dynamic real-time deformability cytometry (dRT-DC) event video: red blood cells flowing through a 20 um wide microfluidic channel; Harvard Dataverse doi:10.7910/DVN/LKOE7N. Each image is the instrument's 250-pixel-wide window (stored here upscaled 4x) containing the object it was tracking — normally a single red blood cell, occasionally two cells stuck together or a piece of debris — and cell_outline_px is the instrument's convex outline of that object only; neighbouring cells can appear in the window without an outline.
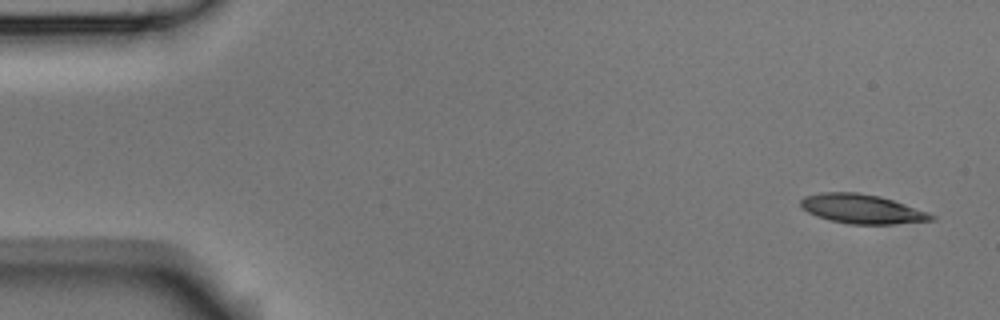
{"species": "Egyptian fruit bat (a non-hibernating species)", "species_latin": "Rousettus aegyptiacus", "temperature_condition": "room temperature", "stored_images_in_passage": 4, "camera_frame_rate_fps": 3000, "um_per_image_px": 0.085, "animal": {"sex": "male"}, "frame": {"image": 1, "passage_image": 1, "time_ms": 0.0, "image_size_px": [1000, 320], "cell_outline_px": [[936, 220], [896, 224], [848, 224], [828, 220], [816, 216], [808, 212], [800, 204], [800, 200], [804, 196], [820, 192], [856, 192], [880, 196], [928, 212], [936, 216]], "centroid_in_image_um": [73.26, 17.76], "position_along_channel_um": 11.7, "area_um2": 22.37}}
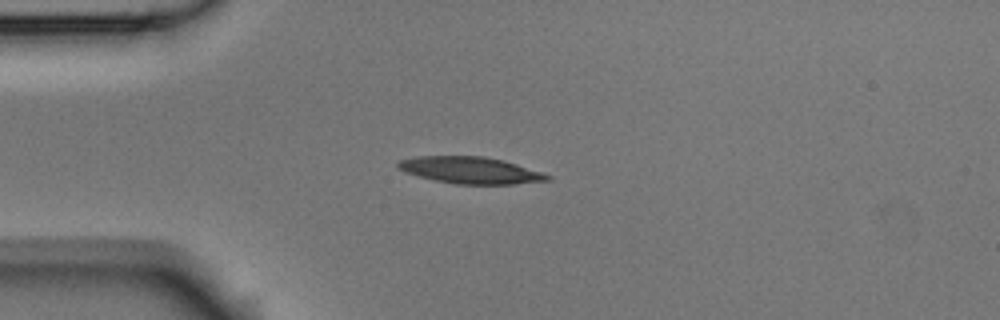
{"frame": {"image": 2, "passage_image": 4, "time_ms": 1.0, "image_size_px": [1000, 320], "cell_outline_px": [[552, 180], [512, 184], [456, 184], [436, 180], [420, 176], [396, 168], [396, 164], [400, 160], [416, 156], [484, 156], [504, 160], [552, 176]], "centroid_in_image_um": [39.99, 14.46], "position_along_channel_um": 45.0, "area_um2": 23.06}}